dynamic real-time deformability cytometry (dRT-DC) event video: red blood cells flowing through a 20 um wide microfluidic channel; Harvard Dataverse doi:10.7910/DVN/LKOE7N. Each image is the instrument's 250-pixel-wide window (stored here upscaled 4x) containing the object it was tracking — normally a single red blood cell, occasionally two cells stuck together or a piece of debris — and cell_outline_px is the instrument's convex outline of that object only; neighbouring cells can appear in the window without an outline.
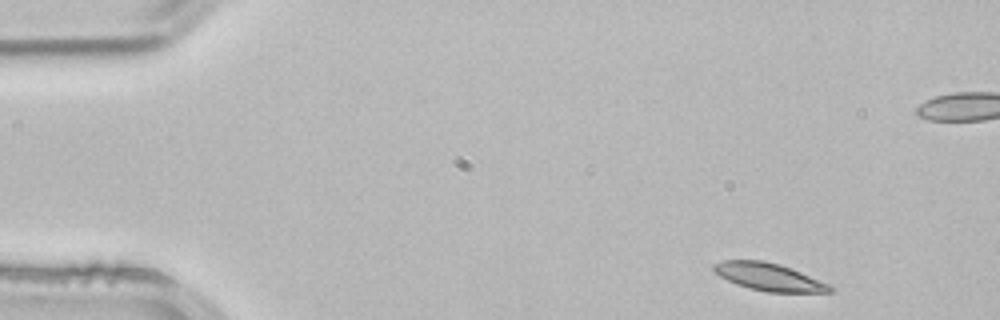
{"species": "common noctule bat (a hibernating species)", "species_latin": "Nyctalus noctula", "temperature_condition": "room temperature", "stored_images_in_passage": 4, "camera_frame_rate_fps": 3000, "um_per_image_px": 0.085, "animal": {"sex": "male", "body_mass_g": 21.5, "forearm_length_mm": 52.0}, "frame": {"image": 1, "passage_image": 1, "time_ms": 0.0, "image_size_px": [1000, 320], "cell_outline_px": [[836, 288], [832, 292], [768, 292], [748, 288], [736, 284], [720, 276], [712, 268], [712, 264], [724, 260], [764, 260], [780, 264], [800, 272], [828, 284]], "centroid_in_image_um": [65.34, 23.53], "position_along_channel_um": 19.7, "area_um2": 18.55}}